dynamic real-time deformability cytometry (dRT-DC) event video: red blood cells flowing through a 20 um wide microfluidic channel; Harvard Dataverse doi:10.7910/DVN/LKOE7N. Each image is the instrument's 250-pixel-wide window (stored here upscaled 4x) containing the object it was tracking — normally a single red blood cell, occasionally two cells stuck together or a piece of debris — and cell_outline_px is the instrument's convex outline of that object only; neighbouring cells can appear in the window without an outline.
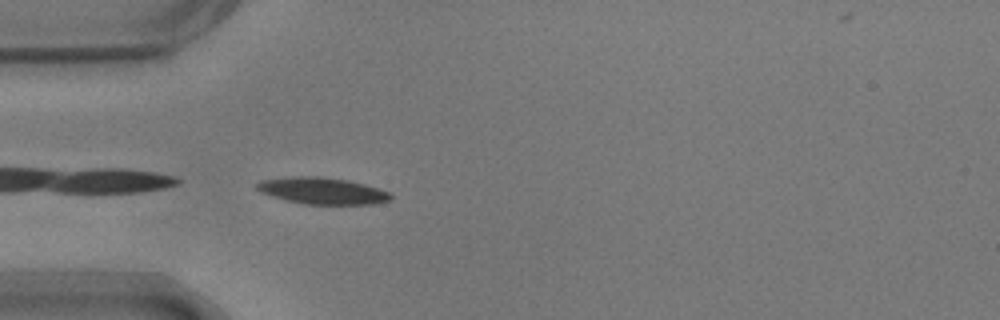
{"species": "common noctule bat (a hibernating species)", "species_latin": "Nyctalus noctula", "temperature_condition": "warm", "stored_images_in_passage": 18, "camera_frame_rate_fps": 3000, "um_per_image_px": 0.085, "animal": {"sex": "male", "body_mass_g": 17.9}, "frame": {"image": 1, "passage_image": 1, "time_ms": 0.0, "image_size_px": [1000, 320], "cell_outline_px": [[392, 196], [388, 200], [372, 204], [304, 204], [272, 196], [260, 192], [256, 188], [256, 184], [260, 180], [292, 176], [320, 176], [348, 180], [364, 184], [388, 192]], "centroid_in_image_um": [27.34, 16.21], "position_along_channel_um": 57.7, "area_um2": 20.58}}
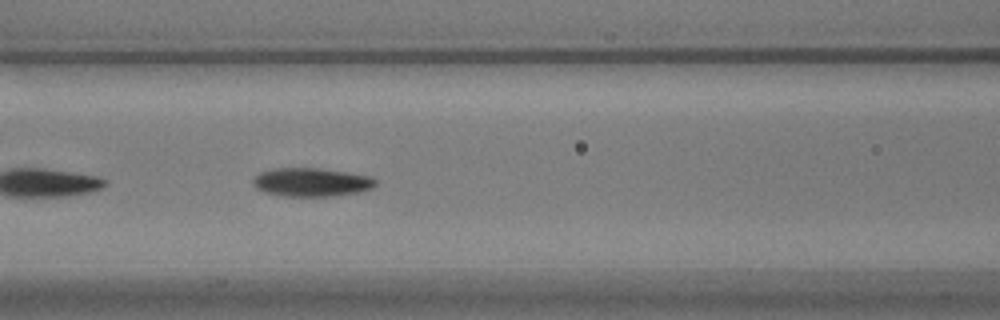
{"frame": {"image": 2, "passage_image": 8, "time_ms": 2.333, "image_size_px": [1000, 320], "cell_outline_px": [[376, 184], [372, 188], [356, 192], [328, 196], [288, 196], [264, 192], [256, 188], [252, 184], [252, 180], [260, 172], [272, 168], [320, 168], [348, 172], [368, 176], [376, 180]], "centroid_in_image_um": [26.43, 15.47], "position_along_channel_um": 140.2, "area_um2": 20.23}}
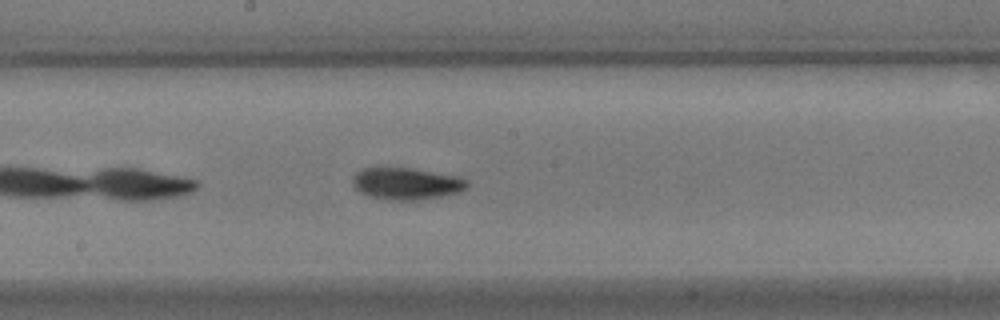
{"frame": {"image": 3, "passage_image": 14, "time_ms": 4.333, "image_size_px": [1000, 320], "cell_outline_px": [[468, 188], [460, 192], [440, 196], [416, 200], [392, 200], [372, 196], [360, 192], [352, 184], [352, 176], [360, 168], [412, 168], [456, 176], [468, 180]], "centroid_in_image_um": [34.54, 15.6], "position_along_channel_um": 213.7, "area_um2": 21.15}}